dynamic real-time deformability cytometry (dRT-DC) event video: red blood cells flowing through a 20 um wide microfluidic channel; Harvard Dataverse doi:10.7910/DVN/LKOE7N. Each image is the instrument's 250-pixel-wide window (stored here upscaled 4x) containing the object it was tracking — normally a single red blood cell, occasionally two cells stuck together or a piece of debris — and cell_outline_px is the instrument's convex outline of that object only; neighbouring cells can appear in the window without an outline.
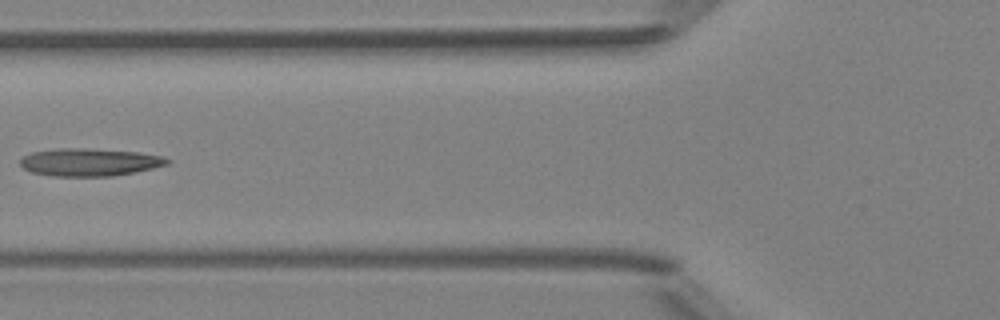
{"species": "Egyptian fruit bat (a non-hibernating species)", "species_latin": "Rousettus aegyptiacus", "temperature_condition": "room temperature", "stored_images_in_passage": 6, "camera_frame_rate_fps": 3000, "um_per_image_px": 0.085, "animal": {"sex": "female"}, "frame": {"image": 1, "passage_image": 5, "time_ms": 4.667, "image_size_px": [1000, 320], "cell_outline_px": [[172, 160], [168, 164], [152, 168], [112, 176], [52, 176], [32, 172], [24, 168], [20, 164], [20, 160], [24, 156], [32, 152], [60, 148], [84, 148], [140, 152], [164, 156]], "centroid_in_image_um": [7.63, 13.78], "position_along_channel_um": 118.2, "area_um2": 23.64}}
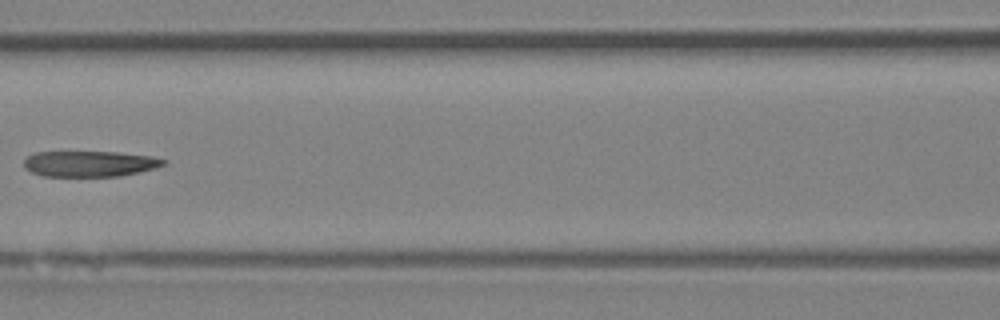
{"frame": {"image": 2, "passage_image": 6, "time_ms": 5.667, "image_size_px": [1000, 320], "cell_outline_px": [[168, 164], [156, 168], [120, 176], [44, 176], [32, 172], [24, 168], [24, 160], [28, 156], [36, 152], [120, 152], [152, 156], [168, 160]], "centroid_in_image_um": [7.68, 13.91], "position_along_channel_um": 158.9, "area_um2": 21.1}}